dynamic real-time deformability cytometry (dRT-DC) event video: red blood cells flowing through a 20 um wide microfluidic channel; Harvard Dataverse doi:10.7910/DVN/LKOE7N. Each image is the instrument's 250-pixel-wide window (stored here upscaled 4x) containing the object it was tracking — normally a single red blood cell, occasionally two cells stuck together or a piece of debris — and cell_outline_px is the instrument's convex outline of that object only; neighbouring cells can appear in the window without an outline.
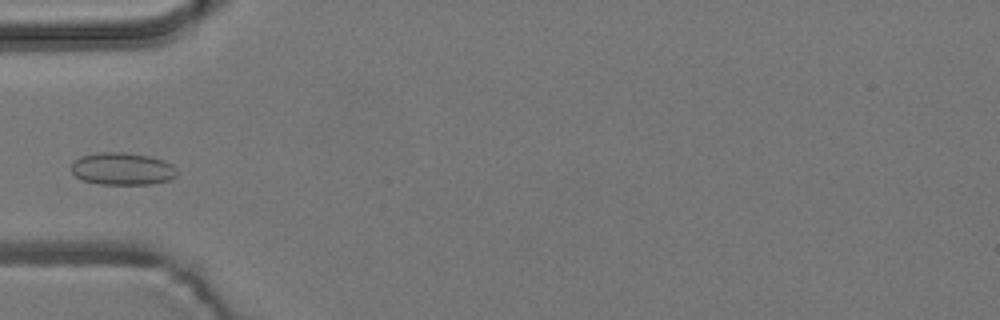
{"species": "common noctule bat (a hibernating species)", "species_latin": "Nyctalus noctula", "temperature_condition": "room temperature", "stored_images_in_passage": 4, "camera_frame_rate_fps": 3000, "um_per_image_px": 0.085, "animal": {"sex": "male", "body_mass_g": 19.2, "forearm_length_mm": 51.8}, "frame": {"image": 1, "passage_image": 4, "time_ms": 3.667, "image_size_px": [1000, 320], "cell_outline_px": [[176, 176], [168, 180], [152, 184], [96, 184], [80, 180], [72, 172], [72, 160], [80, 156], [100, 152], [124, 152], [148, 156], [164, 160], [172, 164], [176, 168]], "centroid_in_image_um": [10.37, 14.35], "position_along_channel_um": 74.6, "area_um2": 20.11}}